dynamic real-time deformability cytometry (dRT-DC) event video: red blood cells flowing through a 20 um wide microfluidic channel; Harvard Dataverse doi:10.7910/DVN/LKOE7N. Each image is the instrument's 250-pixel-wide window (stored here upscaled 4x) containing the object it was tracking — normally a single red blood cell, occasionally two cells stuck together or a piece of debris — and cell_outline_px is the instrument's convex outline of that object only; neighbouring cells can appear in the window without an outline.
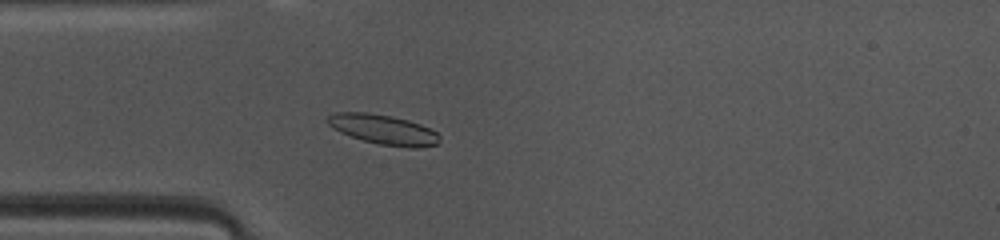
{"species": "common noctule bat (a hibernating species)", "species_latin": "Nyctalus noctula", "temperature_condition": "warm", "stored_images_in_passage": 36, "camera_frame_rate_fps": 3000, "um_per_image_px": 0.085, "animal": {"sex": "female", "body_mass_g": 10.0, "forearm_length_mm": 53.1}, "frame": {"image": 1, "passage_image": 6, "time_ms": 1.667, "image_size_px": [1000, 240], "cell_outline_px": [[440, 140], [436, 144], [420, 148], [412, 148], [380, 144], [364, 140], [340, 132], [332, 128], [324, 120], [328, 116], [336, 112], [364, 112], [392, 116], [408, 120], [420, 124], [436, 132], [440, 136]], "centroid_in_image_um": [32.57, 11.0], "position_along_channel_um": 52.4, "area_um2": 19.36}}
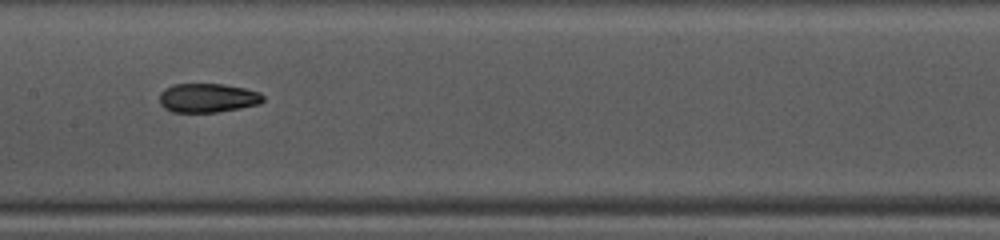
{"frame": {"image": 2, "passage_image": 16, "time_ms": 5.0, "image_size_px": [1000, 240], "cell_outline_px": [[264, 100], [260, 104], [240, 108], [216, 112], [172, 112], [164, 108], [160, 104], [160, 92], [164, 88], [172, 84], [224, 84], [244, 88], [260, 92], [264, 96]], "centroid_in_image_um": [17.65, 8.32], "position_along_channel_um": 189.8, "area_um2": 17.69}}
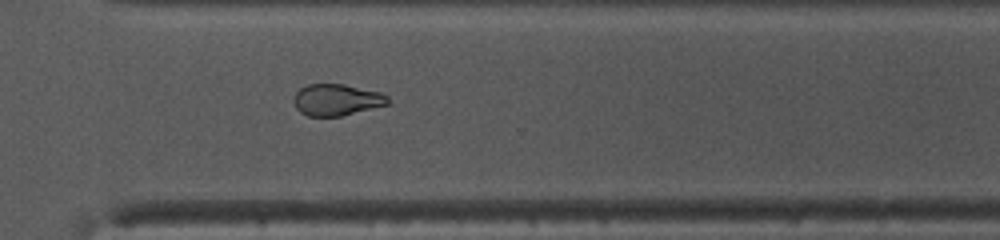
{"frame": {"image": 3, "passage_image": 27, "time_ms": 8.667, "image_size_px": [1000, 240], "cell_outline_px": [[388, 104], [340, 116], [308, 116], [300, 112], [296, 108], [292, 100], [296, 92], [300, 88], [308, 84], [344, 84], [380, 92], [388, 96]], "centroid_in_image_um": [28.57, 8.48], "position_along_channel_um": 342.0, "area_um2": 17.22}, "authors_computed_cell_mechanics": {"area_um2": 18.2359, "velocity_mm_per_s": 4.1722, "shape_relaxation_time_tau1_ms": 6.006, "shape_relaxation_time_tau2_ms": 1.868, "deformation_change_tau1": 0.1718, "deformation_change_tau2": 0.0786}}